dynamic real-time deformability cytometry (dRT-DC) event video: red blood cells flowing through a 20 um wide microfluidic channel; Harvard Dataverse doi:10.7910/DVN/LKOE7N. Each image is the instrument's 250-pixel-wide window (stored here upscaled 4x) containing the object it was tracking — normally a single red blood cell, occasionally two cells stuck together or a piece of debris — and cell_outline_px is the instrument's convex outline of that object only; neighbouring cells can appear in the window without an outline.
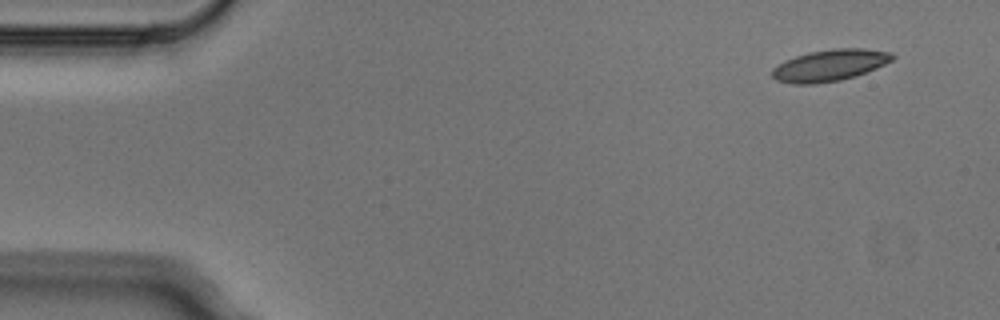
{"species": "Egyptian fruit bat (a non-hibernating species)", "species_latin": "Rousettus aegyptiacus", "temperature_condition": "cold", "stored_images_in_passage": 4, "segment_of_instrument_passage": [2, 2], "camera_frame_rate_fps": 3000, "um_per_image_px": 0.085, "animal": {"sex": "male"}, "frame": {"image": 1, "passage_image": 4, "time_ms": 1.0, "image_size_px": [1000, 320], "cell_outline_px": [[896, 56], [892, 60], [876, 68], [856, 76], [840, 80], [816, 84], [792, 84], [776, 80], [772, 76], [772, 68], [784, 60], [808, 52], [832, 48], [864, 48], [892, 52]], "centroid_in_image_um": [70.52, 5.54], "position_along_channel_um": 14.5, "area_um2": 22.31}}